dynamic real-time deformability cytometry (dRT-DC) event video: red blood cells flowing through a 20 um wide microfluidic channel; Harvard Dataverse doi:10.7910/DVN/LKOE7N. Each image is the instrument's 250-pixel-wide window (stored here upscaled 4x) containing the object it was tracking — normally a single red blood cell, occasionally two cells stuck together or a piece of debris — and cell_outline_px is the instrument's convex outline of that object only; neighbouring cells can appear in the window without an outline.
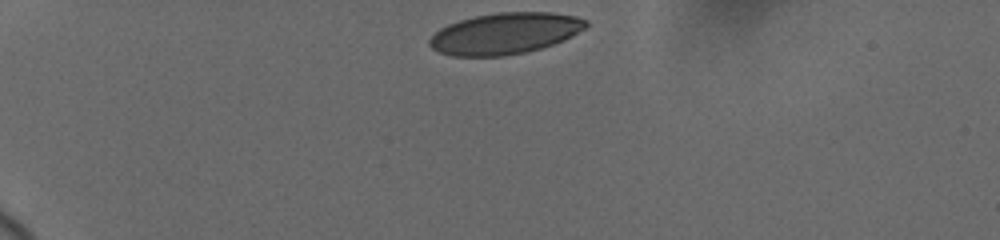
{"species": "human", "species_latin": "Homo sapiens", "temperature_condition": "cold", "stored_images_in_passage": 13, "camera_frame_rate_fps": 3000, "um_per_image_px": 0.085, "donor": {"sex": "female"}, "frame": {"image": 1, "passage_image": 1, "time_ms": 0.0, "image_size_px": [1000, 240], "cell_outline_px": [[588, 24], [584, 28], [564, 40], [540, 48], [524, 52], [504, 56], [452, 56], [440, 52], [432, 48], [428, 44], [428, 40], [440, 28], [448, 24], [460, 20], [476, 16], [500, 12], [552, 12], [576, 16], [588, 20]], "centroid_in_image_um": [42.91, 2.84], "position_along_channel_um": 42.1, "area_um2": 37.45}}
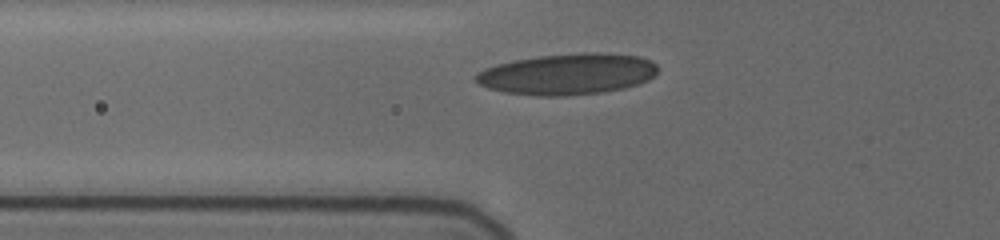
{"frame": {"image": 2, "passage_image": 8, "time_ms": 2.667, "image_size_px": [1000, 240], "cell_outline_px": [[660, 68], [648, 80], [624, 88], [604, 92], [564, 96], [540, 96], [504, 92], [488, 88], [480, 84], [472, 76], [476, 72], [484, 68], [496, 64], [536, 56], [584, 52], [592, 52], [640, 56], [652, 60]], "centroid_in_image_um": [48.23, 6.29], "position_along_channel_um": 77.6, "area_um2": 43.81}}
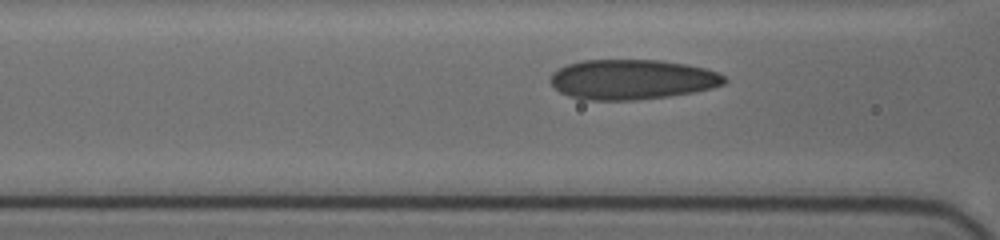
{"frame": {"image": 3, "passage_image": 11, "time_ms": 3.667, "image_size_px": [1000, 240], "cell_outline_px": [[728, 80], [724, 84], [692, 92], [668, 96], [636, 100], [584, 100], [568, 96], [560, 92], [548, 80], [552, 72], [568, 64], [584, 60], [660, 60], [684, 64], [704, 68], [720, 72]], "centroid_in_image_um": [53.7, 6.75], "position_along_channel_um": 112.9, "area_um2": 40.52}}